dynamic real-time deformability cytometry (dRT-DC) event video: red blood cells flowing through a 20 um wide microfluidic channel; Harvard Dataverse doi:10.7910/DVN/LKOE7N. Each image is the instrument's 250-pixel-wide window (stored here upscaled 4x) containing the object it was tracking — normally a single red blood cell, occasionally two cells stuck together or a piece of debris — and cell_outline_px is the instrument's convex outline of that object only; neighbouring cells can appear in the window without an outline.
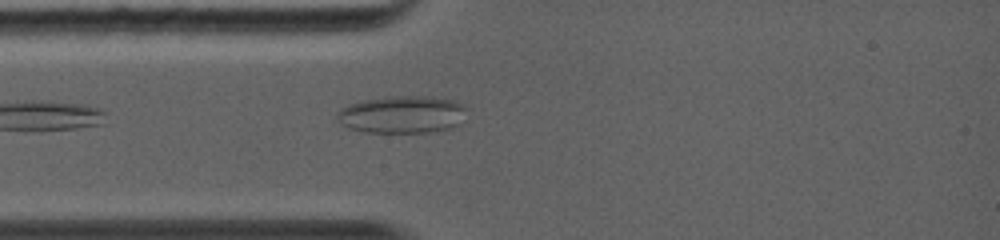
{"species": "common noctule bat (a hibernating species)", "species_latin": "Nyctalus noctula", "temperature_condition": "warm", "stored_images_in_passage": 7, "camera_frame_rate_fps": 5000, "um_per_image_px": 0.085, "animal": {"sex": "female", "body_mass_g": 19.0, "forearm_length_mm": 56.7}, "frame": {"image": 1, "passage_image": 4, "time_ms": 0.8, "image_size_px": [1000, 240], "cell_outline_px": [[464, 108], [460, 124], [452, 128], [428, 132], [364, 132], [348, 128], [332, 120], [340, 108], [348, 104], [388, 96], [428, 96], [452, 100], [464, 104]], "centroid_in_image_um": [34.1, 9.74], "position_along_channel_um": 50.9, "area_um2": 28.38}}